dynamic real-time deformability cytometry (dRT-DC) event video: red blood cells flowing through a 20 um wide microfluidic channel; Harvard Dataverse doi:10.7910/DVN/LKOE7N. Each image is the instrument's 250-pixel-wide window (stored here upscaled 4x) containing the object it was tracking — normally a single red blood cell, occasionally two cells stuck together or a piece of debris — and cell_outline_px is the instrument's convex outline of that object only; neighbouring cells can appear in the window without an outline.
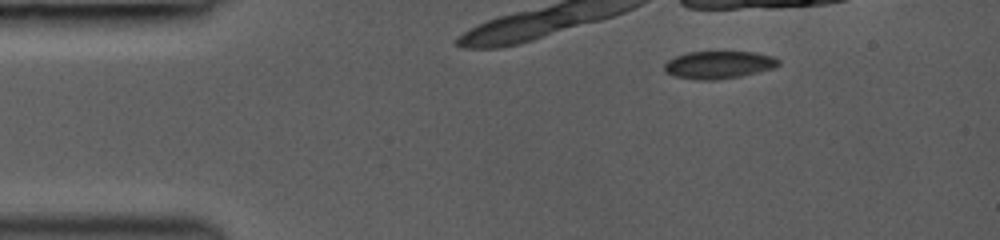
{"species": "common noctule bat (a hibernating species)", "species_latin": "Nyctalus noctula", "temperature_condition": "room temperature", "stored_images_in_passage": 7, "camera_frame_rate_fps": 3000, "um_per_image_px": 0.085, "animal": {"sex": "female", "body_mass_g": 19.0, "forearm_length_mm": 53.3}, "frame": {"image": 1, "passage_image": 1, "time_ms": 0.0, "image_size_px": [1000, 240], "cell_outline_px": [[780, 64], [772, 68], [740, 76], [716, 80], [700, 80], [672, 76], [664, 72], [664, 64], [668, 60], [676, 56], [688, 52], [756, 52], [772, 56], [780, 60]], "centroid_in_image_um": [61.05, 5.51], "position_along_channel_um": 23.9, "area_um2": 18.32}}